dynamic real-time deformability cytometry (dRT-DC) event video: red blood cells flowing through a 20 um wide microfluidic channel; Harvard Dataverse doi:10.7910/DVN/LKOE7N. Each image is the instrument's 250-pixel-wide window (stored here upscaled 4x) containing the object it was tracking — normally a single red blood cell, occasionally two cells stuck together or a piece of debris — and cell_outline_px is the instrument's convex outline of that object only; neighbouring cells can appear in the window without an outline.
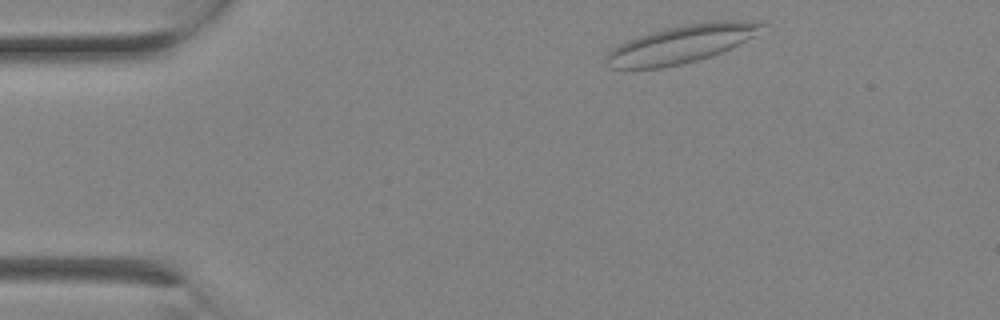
{"species": "Egyptian fruit bat (a non-hibernating species)", "species_latin": "Rousettus aegyptiacus", "temperature_condition": "room temperature", "stored_images_in_passage": 1, "camera_frame_rate_fps": 3000, "um_per_image_px": 0.085, "animal": {"sex": "female"}, "frame": {"image": 1, "passage_image": 1, "time_ms": 0.0, "image_size_px": [1000, 320], "cell_outline_px": [[768, 24], [756, 36], [720, 52], [696, 60], [664, 68], [612, 68], [604, 60], [604, 56], [612, 48], [628, 40], [652, 32], [668, 28], [688, 24], [712, 20], [764, 20]], "centroid_in_image_um": [57.99, 3.72], "position_along_channel_um": 27.0, "area_um2": 34.28}}